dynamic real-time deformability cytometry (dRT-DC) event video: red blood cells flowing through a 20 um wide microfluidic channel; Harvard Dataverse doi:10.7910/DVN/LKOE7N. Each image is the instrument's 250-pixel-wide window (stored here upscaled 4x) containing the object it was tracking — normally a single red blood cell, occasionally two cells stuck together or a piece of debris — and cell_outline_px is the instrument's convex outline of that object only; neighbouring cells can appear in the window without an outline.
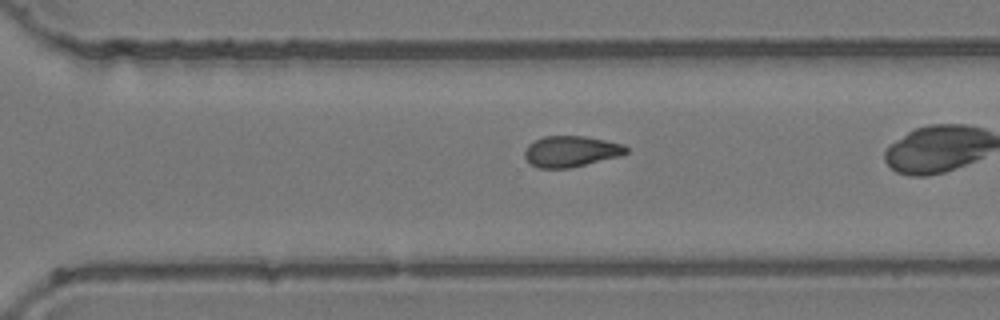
{"species": "common noctule bat (a hibernating species)", "species_latin": "Nyctalus noctula", "temperature_condition": "room temperature", "stored_images_in_passage": 32, "camera_frame_rate_fps": 3000, "um_per_image_px": 0.085, "animal": {"sex": "female", "body_mass_g": 24.6, "forearm_length_mm": 56.2}, "frame": {"image": 1, "passage_image": 28, "time_ms": 9.0, "image_size_px": [1000, 320], "cell_outline_px": [[628, 152], [620, 156], [568, 168], [540, 168], [532, 164], [524, 156], [524, 152], [528, 144], [544, 136], [584, 136], [624, 144], [628, 148]], "centroid_in_image_um": [48.54, 12.86], "position_along_channel_um": 322.1, "area_um2": 18.15}}